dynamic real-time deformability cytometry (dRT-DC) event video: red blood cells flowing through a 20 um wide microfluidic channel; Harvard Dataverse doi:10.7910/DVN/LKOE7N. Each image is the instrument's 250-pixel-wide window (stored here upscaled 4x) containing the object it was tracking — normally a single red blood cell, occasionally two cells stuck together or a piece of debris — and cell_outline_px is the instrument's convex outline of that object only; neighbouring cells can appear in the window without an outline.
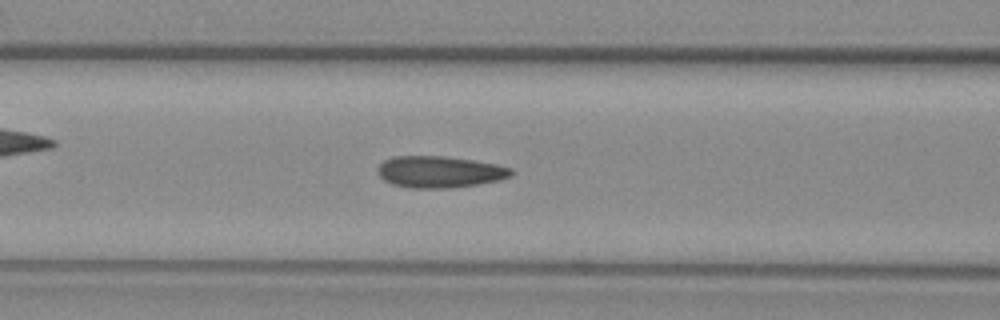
{"species": "common noctule bat (a hibernating species)", "species_latin": "Nyctalus noctula", "temperature_condition": "warm", "stored_images_in_passage": 55, "camera_frame_rate_fps": 3000, "um_per_image_px": 0.085, "animal": {"sex": "female", "body_mass_g": 29.2, "forearm_length_mm": 56.3}, "frame": {"image": 1, "passage_image": 21, "time_ms": 6.667, "image_size_px": [1000, 320], "cell_outline_px": [[516, 172], [512, 176], [500, 180], [452, 188], [412, 188], [392, 184], [384, 180], [376, 172], [376, 168], [384, 160], [392, 156], [444, 156], [472, 160], [496, 164], [512, 168]], "centroid_in_image_um": [37.37, 14.6], "position_along_channel_um": 129.2, "area_um2": 24.8}}
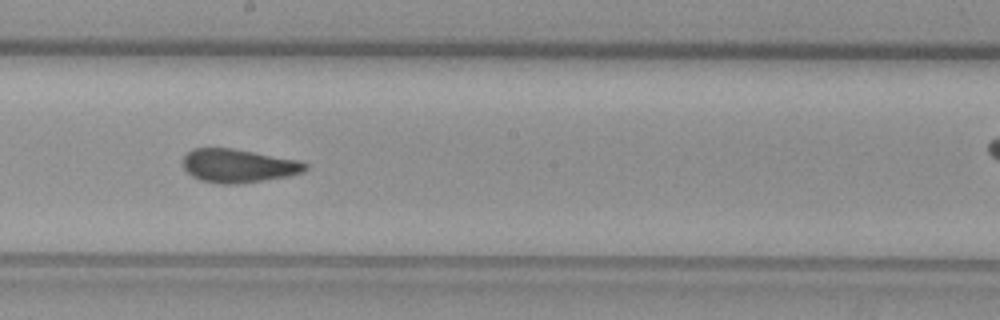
{"frame": {"image": 2, "passage_image": 29, "time_ms": 9.333, "image_size_px": [1000, 320], "cell_outline_px": [[308, 168], [304, 172], [288, 176], [236, 184], [220, 184], [200, 180], [192, 176], [184, 168], [184, 156], [192, 148], [232, 148], [300, 160], [308, 164]], "centroid_in_image_um": [20.28, 14.09], "position_along_channel_um": 227.9, "area_um2": 23.87}}
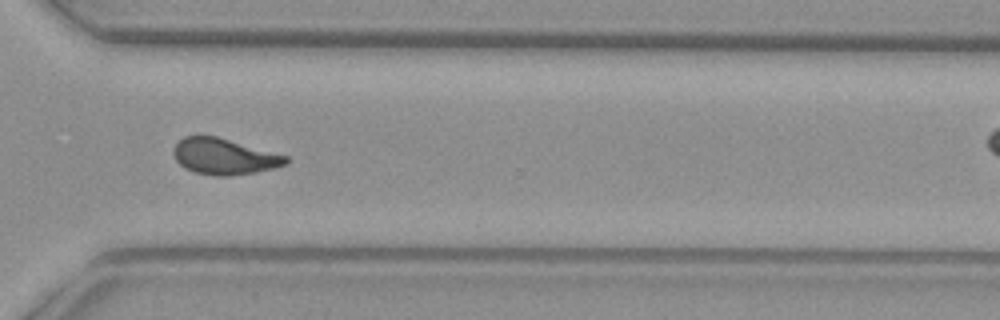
{"frame": {"image": 3, "passage_image": 39, "time_ms": 12.667, "image_size_px": [1000, 320], "cell_outline_px": [[288, 164], [276, 168], [256, 172], [228, 176], [216, 176], [196, 172], [184, 168], [176, 160], [172, 152], [172, 148], [184, 136], [216, 136], [288, 156]], "centroid_in_image_um": [19.06, 13.31], "position_along_channel_um": 351.5, "area_um2": 23.58}, "authors_computed_cell_mechanics": {"area_um2": 23.8136, "velocity_mm_per_s": 3.704, "shape_relaxation_time_tau1_ms": null, "shape_relaxation_time_tau2_ms": 0.9836, "deformation_change_tau1": null, "deformation_change_tau2": 0.0722}}